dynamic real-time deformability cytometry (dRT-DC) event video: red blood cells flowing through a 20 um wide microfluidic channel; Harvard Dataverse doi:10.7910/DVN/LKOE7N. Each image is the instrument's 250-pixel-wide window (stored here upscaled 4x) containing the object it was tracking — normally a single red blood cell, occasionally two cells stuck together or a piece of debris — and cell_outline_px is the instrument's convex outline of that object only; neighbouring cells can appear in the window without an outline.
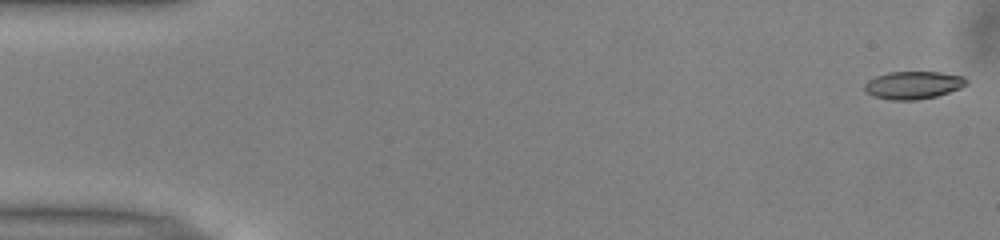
{"species": "common noctule bat (a hibernating species)", "species_latin": "Nyctalus noctula", "temperature_condition": "warm", "stored_images_in_passage": 51, "camera_frame_rate_fps": 3000, "um_per_image_px": 0.085, "animal": {"sex": "male", "body_mass_g": 13.0, "forearm_length_mm": 53.1}, "frame": {"image": 1, "passage_image": 1, "time_ms": 0.0, "image_size_px": [1000, 240], "cell_outline_px": [[968, 84], [960, 88], [936, 96], [916, 100], [892, 100], [872, 96], [864, 88], [864, 84], [868, 80], [876, 76], [888, 72], [940, 72], [964, 76], [968, 80]], "centroid_in_image_um": [77.64, 7.23], "position_along_channel_um": 7.4, "area_um2": 16.47}}
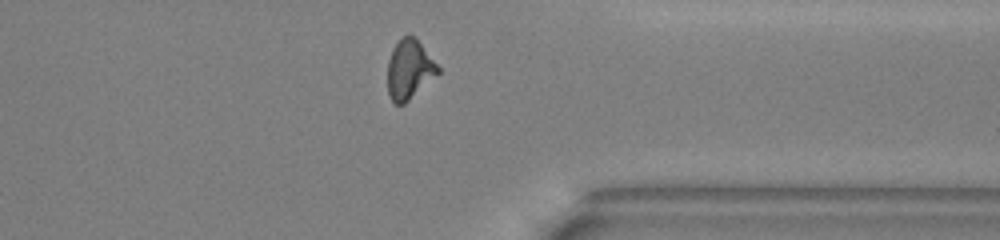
{"frame": {"image": 2, "passage_image": 40, "time_ms": 13.0, "image_size_px": [1000, 240], "cell_outline_px": [[440, 72], [404, 104], [396, 104], [388, 96], [388, 60], [392, 48], [408, 32], [420, 44], [440, 68]], "centroid_in_image_um": [34.77, 5.92], "position_along_channel_um": 376.6, "area_um2": 17.11}}
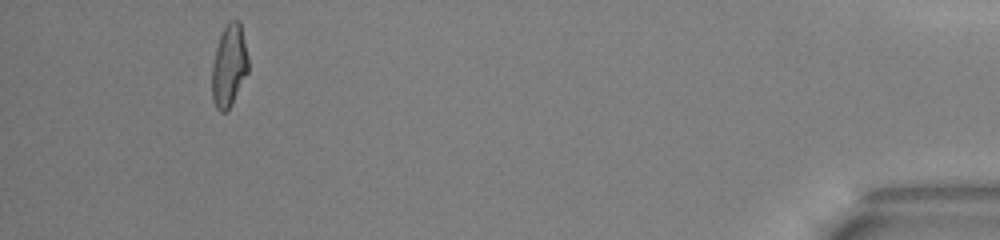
{"frame": {"image": 3, "passage_image": 48, "time_ms": 15.667, "image_size_px": [1000, 240], "cell_outline_px": [[248, 72], [228, 112], [220, 112], [216, 108], [212, 96], [212, 64], [216, 48], [220, 36], [228, 20], [240, 20], [248, 56]], "centroid_in_image_um": [19.48, 5.59], "position_along_channel_um": 415.7, "area_um2": 17.51}, "authors_computed_cell_mechanics": {"area_um2": 17.4556, "velocity_mm_per_s": 3.9872, "shape_relaxation_time_tau1_ms": 7.6397, "shape_relaxation_time_tau2_ms": 1.9327, "deformation_change_tau1": 0.2339, "deformation_change_tau2": 0.0971}}